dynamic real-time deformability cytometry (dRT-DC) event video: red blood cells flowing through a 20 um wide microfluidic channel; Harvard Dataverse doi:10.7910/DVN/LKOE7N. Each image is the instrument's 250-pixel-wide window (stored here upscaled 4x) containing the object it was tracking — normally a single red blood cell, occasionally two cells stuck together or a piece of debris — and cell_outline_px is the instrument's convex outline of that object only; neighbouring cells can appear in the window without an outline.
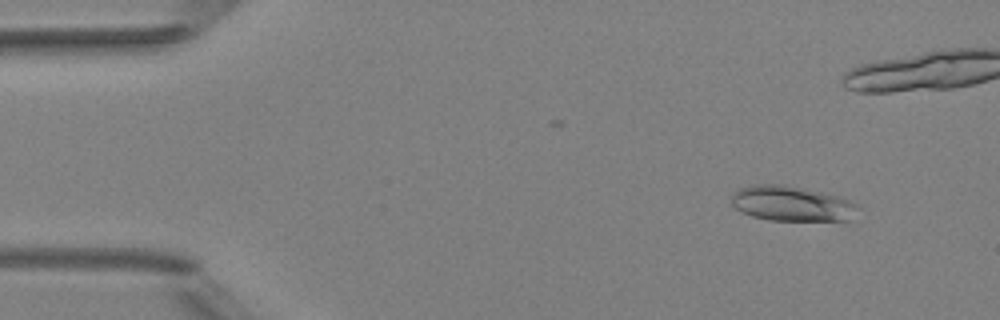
{"species": "Egyptian fruit bat (a non-hibernating species)", "species_latin": "Rousettus aegyptiacus", "temperature_condition": "room temperature", "stored_images_in_passage": 6, "camera_frame_rate_fps": 3000, "um_per_image_px": 0.085, "animal": {"sex": "female"}, "frame": {"image": 1, "passage_image": 2, "time_ms": 1.0, "image_size_px": [1000, 320], "cell_outline_px": [[860, 208], [848, 220], [768, 220], [752, 216], [736, 208], [732, 204], [732, 192], [740, 188], [752, 184], [784, 184], [804, 188], [836, 196], [848, 200], [856, 204]], "centroid_in_image_um": [67.26, 17.29], "position_along_channel_um": 17.7, "area_um2": 25.66}}